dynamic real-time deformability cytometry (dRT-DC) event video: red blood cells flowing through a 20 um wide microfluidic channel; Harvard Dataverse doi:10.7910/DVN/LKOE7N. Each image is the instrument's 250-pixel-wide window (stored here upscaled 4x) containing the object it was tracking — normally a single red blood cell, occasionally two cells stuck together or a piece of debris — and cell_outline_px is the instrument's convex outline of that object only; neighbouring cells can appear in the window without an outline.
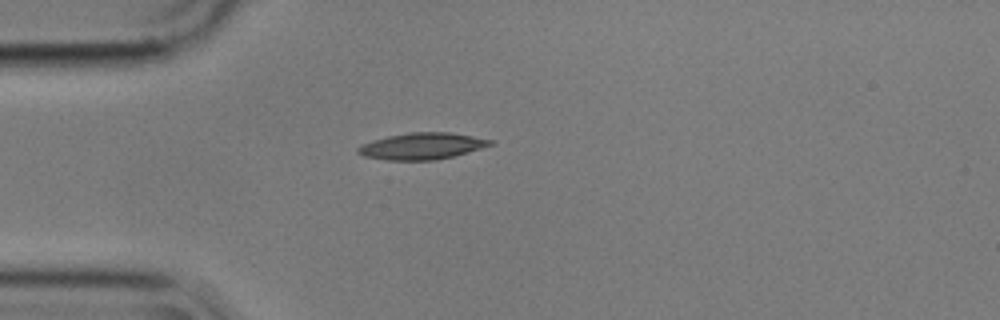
{"species": "common noctule bat (a hibernating species)", "species_latin": "Nyctalus noctula", "temperature_condition": "cold", "stored_images_in_passage": 1, "camera_frame_rate_fps": 3000, "um_per_image_px": 0.085, "animal": {"sex": "male", "body_mass_g": 17.9}, "frame": {"image": 1, "passage_image": 1, "time_ms": 0.0, "image_size_px": [1000, 320], "cell_outline_px": [[496, 144], [468, 152], [436, 160], [388, 160], [364, 156], [356, 152], [356, 148], [360, 144], [372, 140], [388, 136], [408, 132], [452, 132], [496, 140]], "centroid_in_image_um": [35.9, 12.4], "position_along_channel_um": 49.1, "area_um2": 20.75}}